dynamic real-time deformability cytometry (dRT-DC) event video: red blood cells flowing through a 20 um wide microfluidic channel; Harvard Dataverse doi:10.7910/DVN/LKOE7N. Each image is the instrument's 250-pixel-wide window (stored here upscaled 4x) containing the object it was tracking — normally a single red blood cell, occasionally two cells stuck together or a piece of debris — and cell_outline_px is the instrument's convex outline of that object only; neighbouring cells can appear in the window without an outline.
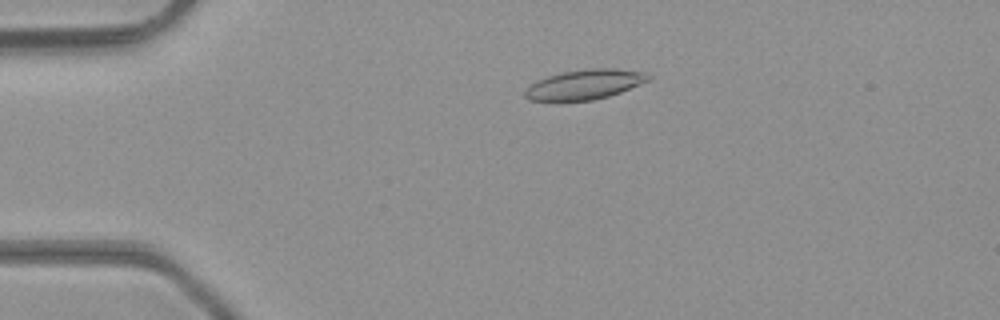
{"species": "common noctule bat (a hibernating species)", "species_latin": "Nyctalus noctula", "temperature_condition": "room temperature", "stored_images_in_passage": 2, "camera_frame_rate_fps": 3000, "um_per_image_px": 0.085, "animal": {"sex": "male", "body_mass_g": 23.1, "forearm_length_mm": 52.7}, "frame": {"image": 1, "passage_image": 1, "time_ms": 0.0, "image_size_px": [1000, 320], "cell_outline_px": [[652, 76], [648, 80], [640, 84], [620, 92], [608, 96], [592, 100], [528, 100], [524, 96], [524, 92], [532, 84], [548, 76], [560, 72], [588, 68], [616, 68], [644, 72]], "centroid_in_image_um": [49.73, 7.16], "position_along_channel_um": 35.3, "area_um2": 21.15}}